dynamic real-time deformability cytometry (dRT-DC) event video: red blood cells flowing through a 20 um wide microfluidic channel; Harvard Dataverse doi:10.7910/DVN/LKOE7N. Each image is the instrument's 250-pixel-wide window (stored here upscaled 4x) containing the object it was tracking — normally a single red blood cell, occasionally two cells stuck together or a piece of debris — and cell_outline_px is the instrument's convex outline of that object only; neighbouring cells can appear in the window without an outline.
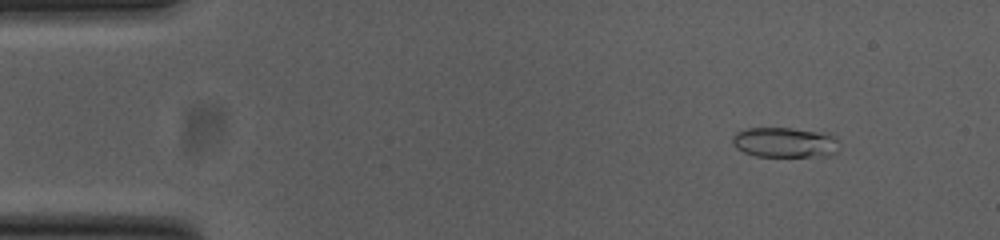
{"species": "common noctule bat (a hibernating species)", "species_latin": "Nyctalus noctula", "temperature_condition": "cold", "stored_images_in_passage": 49, "camera_frame_rate_fps": 3000, "um_per_image_px": 0.085, "animal": {"sex": "female", "body_mass_g": 23.0, "forearm_length_mm": 53.4}, "frame": {"image": 1, "passage_image": 2, "time_ms": 0.333, "image_size_px": [1000, 240], "cell_outline_px": [[840, 144], [836, 152], [828, 156], [756, 156], [744, 152], [736, 148], [732, 144], [732, 136], [736, 132], [748, 128], [792, 128], [828, 132], [836, 136], [840, 140]], "centroid_in_image_um": [66.77, 12.09], "position_along_channel_um": 18.2, "area_um2": 19.19}}
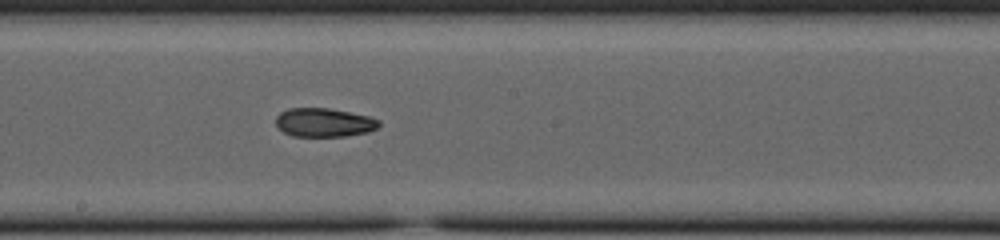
{"frame": {"image": 2, "passage_image": 25, "time_ms": 8.0, "image_size_px": [1000, 240], "cell_outline_px": [[380, 124], [376, 128], [368, 132], [348, 136], [292, 136], [284, 132], [276, 124], [276, 116], [280, 112], [288, 108], [328, 108], [368, 116], [380, 120]], "centroid_in_image_um": [27.54, 10.41], "position_along_channel_um": 220.7, "area_um2": 17.22}}
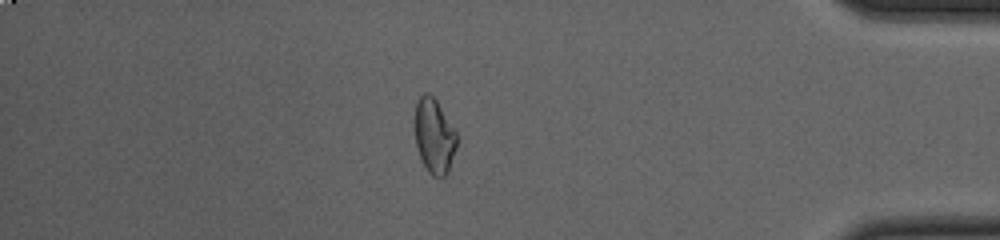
{"frame": {"image": 3, "passage_image": 42, "time_ms": 13.667, "image_size_px": [1000, 240], "cell_outline_px": [[456, 148], [448, 172], [444, 176], [432, 176], [428, 172], [420, 156], [416, 144], [416, 100], [424, 92], [428, 92], [436, 100], [456, 132]], "centroid_in_image_um": [36.91, 11.56], "position_along_channel_um": 398.3, "area_um2": 17.86}, "authors_computed_cell_mechanics": {"area_um2": 18.0914, "velocity_mm_per_s": 3.8087, "shape_relaxation_time_tau1_ms": null, "shape_relaxation_time_tau2_ms": 4.7158, "deformation_change_tau1": null, "deformation_change_tau2": 0.073}}